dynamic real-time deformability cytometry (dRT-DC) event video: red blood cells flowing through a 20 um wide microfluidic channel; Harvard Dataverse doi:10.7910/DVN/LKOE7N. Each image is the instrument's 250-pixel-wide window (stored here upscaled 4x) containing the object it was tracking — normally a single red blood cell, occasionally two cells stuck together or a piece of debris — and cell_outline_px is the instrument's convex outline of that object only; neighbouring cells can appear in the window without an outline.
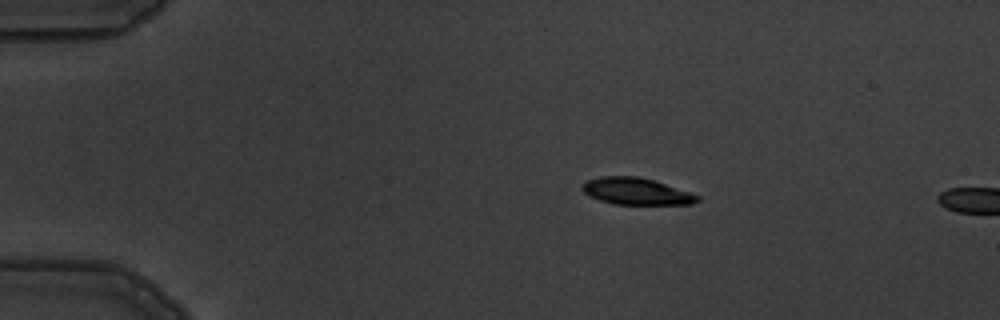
{"species": "common noctule bat (a hibernating species)", "species_latin": "Nyctalus noctula", "temperature_condition": "warm", "stored_images_in_passage": 4, "camera_frame_rate_fps": 3000, "um_per_image_px": 0.085, "animal": {"sex": "male", "body_mass_g": 19.5, "forearm_length_mm": 54.6}, "frame": {"image": 1, "passage_image": 3, "time_ms": 2.333, "image_size_px": [1000, 320], "cell_outline_px": [[700, 200], [692, 204], [612, 204], [588, 196], [580, 188], [580, 184], [584, 180], [600, 176], [636, 176], [652, 180], [700, 196]], "centroid_in_image_um": [53.98, 16.26], "position_along_channel_um": 31.0, "area_um2": 17.98}}